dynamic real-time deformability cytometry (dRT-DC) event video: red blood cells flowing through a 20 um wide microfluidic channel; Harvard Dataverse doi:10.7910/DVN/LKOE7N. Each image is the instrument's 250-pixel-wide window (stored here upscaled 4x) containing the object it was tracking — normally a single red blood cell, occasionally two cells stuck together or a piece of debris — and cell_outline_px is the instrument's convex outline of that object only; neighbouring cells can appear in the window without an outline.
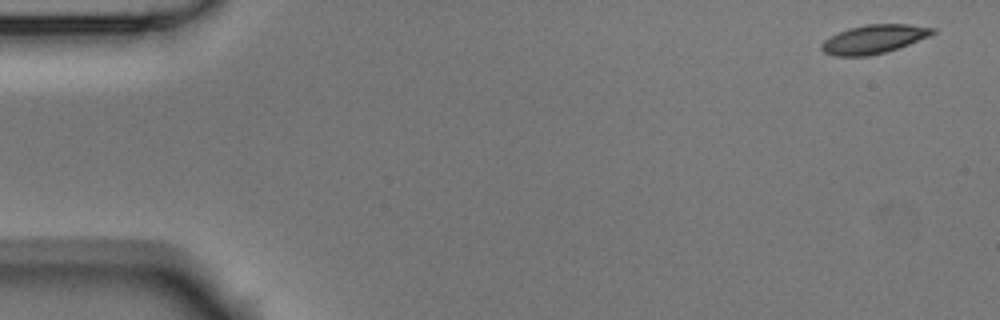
{"species": "Egyptian fruit bat (a non-hibernating species)", "species_latin": "Rousettus aegyptiacus", "temperature_condition": "room temperature", "stored_images_in_passage": 5, "camera_frame_rate_fps": 3000, "um_per_image_px": 0.085, "animal": {"sex": "male"}, "frame": {"image": 1, "passage_image": 1, "time_ms": 0.0, "image_size_px": [1000, 320], "cell_outline_px": [[936, 32], [928, 36], [908, 44], [884, 52], [868, 56], [836, 56], [824, 52], [820, 48], [820, 44], [824, 40], [848, 28], [868, 24], [908, 24], [936, 28]], "centroid_in_image_um": [74.26, 3.32], "position_along_channel_um": 10.7, "area_um2": 18.32}}
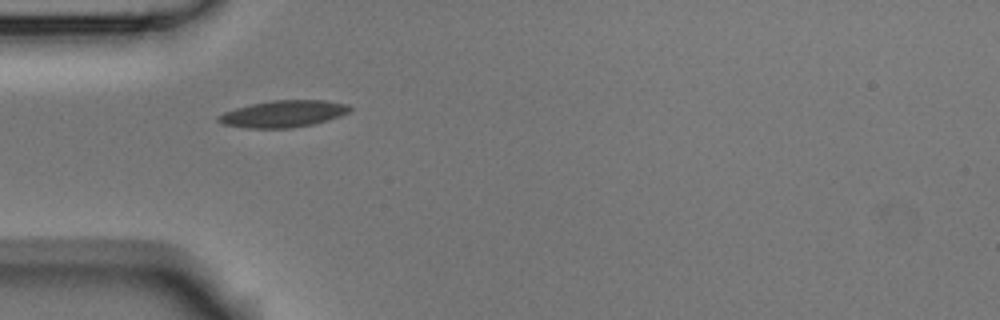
{"frame": {"image": 2, "passage_image": 4, "time_ms": 1.0, "image_size_px": [1000, 320], "cell_outline_px": [[352, 108], [348, 112], [340, 116], [328, 120], [312, 124], [292, 128], [248, 128], [224, 124], [216, 120], [216, 116], [224, 112], [236, 108], [252, 104], [272, 100], [324, 100], [348, 104]], "centroid_in_image_um": [24.08, 9.67], "position_along_channel_um": 60.9, "area_um2": 20.46}}
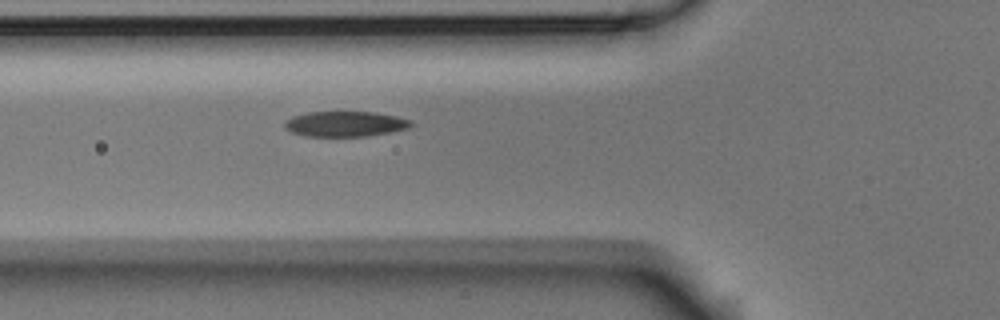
{"frame": {"image": 3, "passage_image": 5, "time_ms": 1.333, "image_size_px": [1000, 320], "cell_outline_px": [[412, 124], [408, 128], [368, 136], [304, 136], [292, 132], [284, 128], [284, 120], [292, 116], [308, 112], [376, 112], [396, 116], [412, 120]], "centroid_in_image_um": [29.3, 10.53], "position_along_channel_um": 96.5, "area_um2": 18.67}}